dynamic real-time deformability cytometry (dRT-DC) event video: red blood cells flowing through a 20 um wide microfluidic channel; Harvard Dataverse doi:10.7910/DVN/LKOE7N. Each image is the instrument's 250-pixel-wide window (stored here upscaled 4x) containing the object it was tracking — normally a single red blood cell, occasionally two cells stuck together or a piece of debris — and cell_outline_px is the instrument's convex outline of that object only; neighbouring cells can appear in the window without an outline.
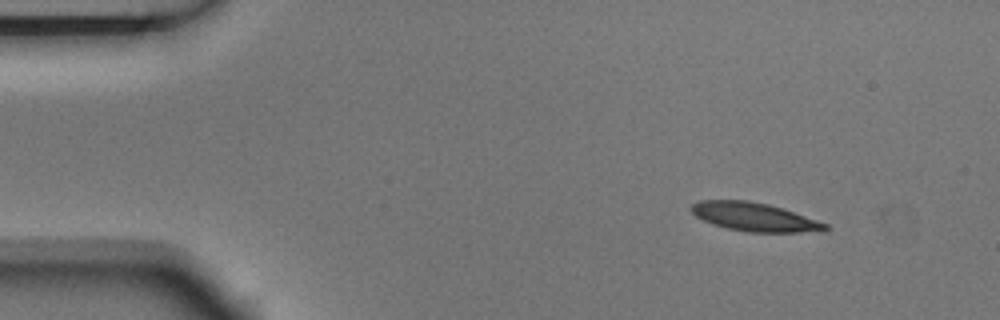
{"species": "Egyptian fruit bat (a non-hibernating species)", "species_latin": "Rousettus aegyptiacus", "temperature_condition": "room temperature", "stored_images_in_passage": 4, "camera_frame_rate_fps": 3000, "um_per_image_px": 0.085, "animal": {"sex": "male"}, "frame": {"image": 1, "passage_image": 1, "time_ms": 0.0, "image_size_px": [1000, 320], "cell_outline_px": [[828, 228], [824, 232], [748, 232], [728, 228], [712, 224], [696, 216], [688, 208], [692, 204], [700, 200], [748, 200], [768, 204], [784, 208], [828, 224]], "centroid_in_image_um": [64.14, 18.44], "position_along_channel_um": 20.9, "area_um2": 22.43}}
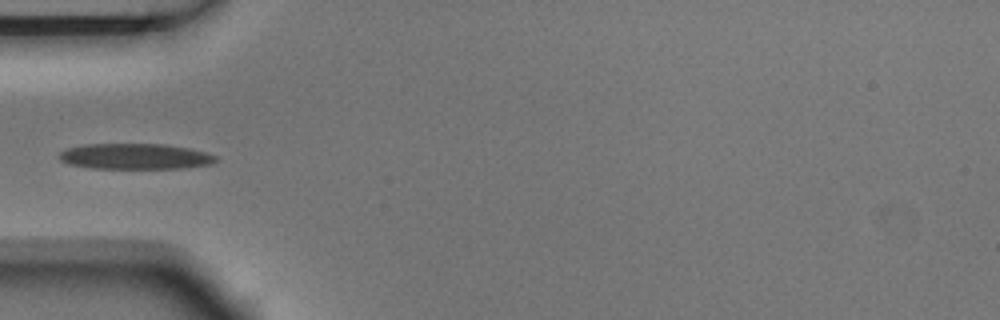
{"frame": {"image": 2, "passage_image": 4, "time_ms": 1.0, "image_size_px": [1000, 320], "cell_outline_px": [[216, 160], [212, 164], [184, 168], [92, 168], [68, 164], [60, 160], [60, 152], [68, 148], [84, 144], [164, 144], [188, 148], [204, 152], [216, 156]], "centroid_in_image_um": [11.48, 13.29], "position_along_channel_um": 73.5, "area_um2": 23.29}}